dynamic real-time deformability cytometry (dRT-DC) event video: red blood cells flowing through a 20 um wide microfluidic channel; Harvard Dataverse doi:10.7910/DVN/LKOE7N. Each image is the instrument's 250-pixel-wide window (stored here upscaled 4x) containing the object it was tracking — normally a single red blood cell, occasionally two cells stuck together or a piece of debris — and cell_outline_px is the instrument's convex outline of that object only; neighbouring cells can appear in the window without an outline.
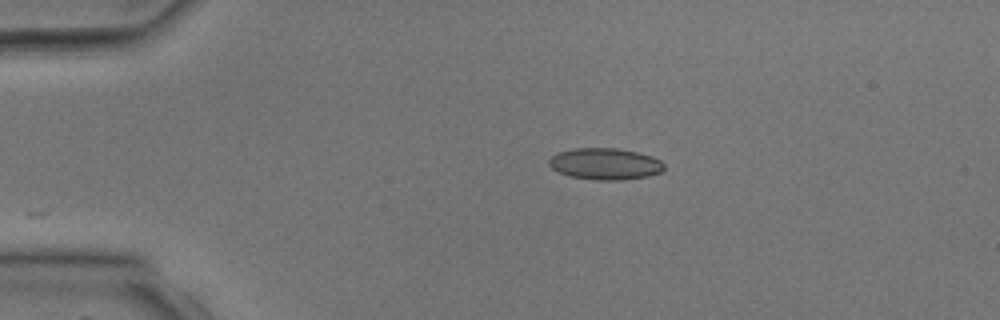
{"species": "common noctule bat (a hibernating species)", "species_latin": "Nyctalus noctula", "temperature_condition": "room temperature", "stored_images_in_passage": 4, "camera_frame_rate_fps": 3000, "um_per_image_px": 0.085, "animal": {"sex": "male", "body_mass_g": 17.9, "forearm_length_mm": 54.2}, "frame": {"image": 1, "passage_image": 4, "time_ms": 7.333, "image_size_px": [1000, 320], "cell_outline_px": [[664, 168], [660, 172], [648, 176], [620, 180], [596, 180], [572, 176], [560, 172], [552, 168], [548, 164], [548, 160], [556, 152], [572, 148], [616, 148], [636, 152], [652, 156], [660, 160], [664, 164]], "centroid_in_image_um": [51.42, 13.92], "position_along_channel_um": 33.6, "area_um2": 21.1}}